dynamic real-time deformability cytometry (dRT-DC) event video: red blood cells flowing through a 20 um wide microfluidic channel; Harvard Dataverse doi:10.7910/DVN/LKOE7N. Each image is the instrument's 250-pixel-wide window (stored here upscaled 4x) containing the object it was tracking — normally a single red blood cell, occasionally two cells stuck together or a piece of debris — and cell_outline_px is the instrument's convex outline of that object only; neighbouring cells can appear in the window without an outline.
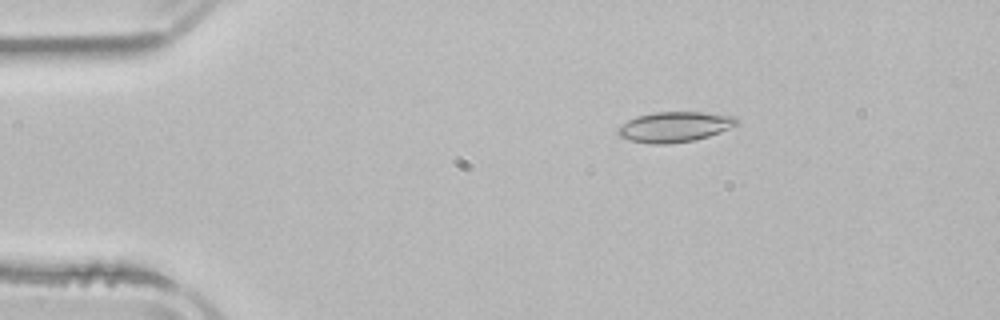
{"species": "common noctule bat (a hibernating species)", "species_latin": "Nyctalus noctula", "temperature_condition": "room temperature", "stored_images_in_passage": 3, "camera_frame_rate_fps": 3000, "um_per_image_px": 0.085, "animal": {"sex": "male", "body_mass_g": 21.5, "forearm_length_mm": 52.0}, "frame": {"image": 1, "passage_image": 2, "time_ms": 1.333, "image_size_px": [1000, 320], "cell_outline_px": [[740, 120], [736, 124], [720, 132], [696, 140], [668, 144], [652, 144], [632, 140], [620, 136], [616, 132], [616, 128], [628, 120], [636, 116], [656, 112], [704, 112], [736, 116]], "centroid_in_image_um": [57.34, 10.77], "position_along_channel_um": 27.7, "area_um2": 20.98}}